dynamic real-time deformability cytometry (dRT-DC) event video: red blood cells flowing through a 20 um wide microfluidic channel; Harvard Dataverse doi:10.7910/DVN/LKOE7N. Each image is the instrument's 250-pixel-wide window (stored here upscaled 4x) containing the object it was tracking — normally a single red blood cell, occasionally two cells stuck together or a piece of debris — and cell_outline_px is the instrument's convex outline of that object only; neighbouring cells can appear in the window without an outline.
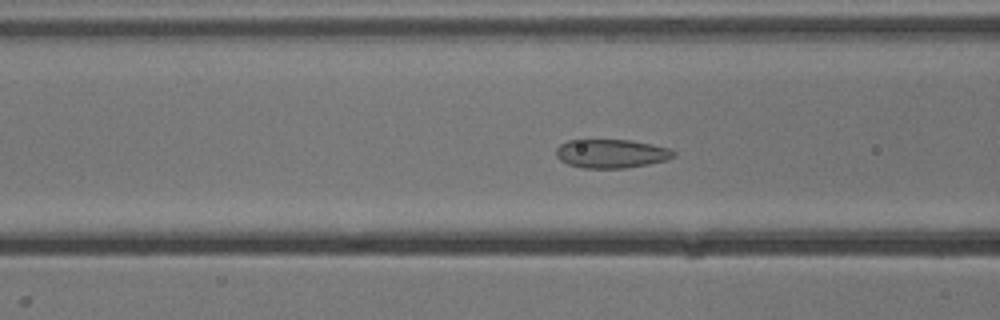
{"species": "common noctule bat (a hibernating species)", "species_latin": "Nyctalus noctula", "temperature_condition": "cold", "stored_images_in_passage": 40, "camera_frame_rate_fps": 3000, "um_per_image_px": 0.085, "animal": {"sex": "male", "body_mass_g": 13.3}, "frame": {"image": 1, "passage_image": 6, "time_ms": 1.667, "image_size_px": [1000, 320], "cell_outline_px": [[676, 156], [668, 160], [648, 164], [624, 168], [584, 168], [568, 164], [560, 160], [556, 156], [556, 148], [560, 144], [568, 140], [632, 140], [652, 144], [668, 148], [676, 152]], "centroid_in_image_um": [51.98, 13.05], "position_along_channel_um": 114.6, "area_um2": 19.77}}
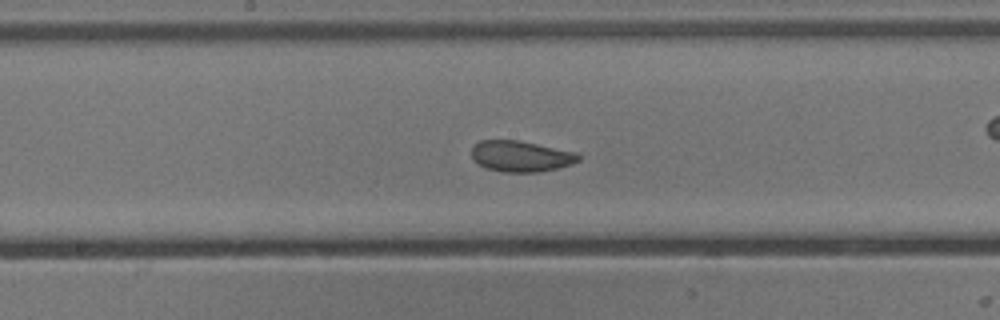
{"frame": {"image": 2, "passage_image": 13, "time_ms": 4.0, "image_size_px": [1000, 320], "cell_outline_px": [[580, 160], [572, 164], [560, 168], [540, 172], [504, 172], [488, 168], [480, 164], [472, 156], [472, 148], [480, 140], [520, 140], [576, 152], [580, 156]], "centroid_in_image_um": [44.33, 13.28], "position_along_channel_um": 203.9, "area_um2": 19.25}}
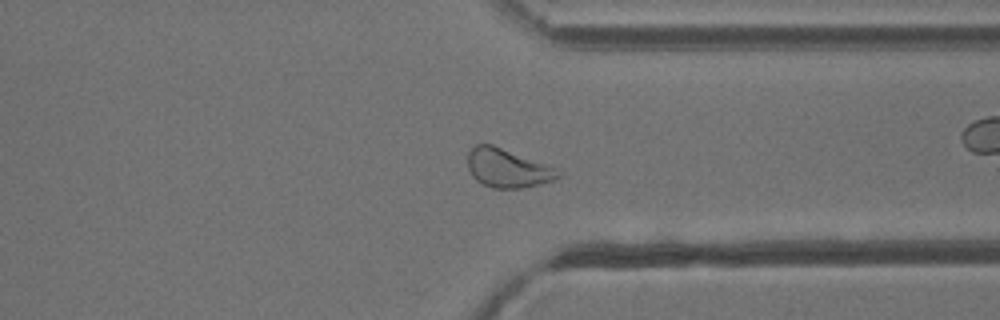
{"frame": {"image": 3, "passage_image": 26, "time_ms": 8.333, "image_size_px": [1000, 320], "cell_outline_px": [[564, 172], [560, 176], [552, 180], [520, 188], [492, 188], [476, 180], [472, 176], [468, 168], [468, 152], [476, 144], [492, 144], [544, 164]], "centroid_in_image_um": [43.1, 14.29], "position_along_channel_um": 368.3, "area_um2": 19.94}, "authors_computed_cell_mechanics": {"area_um2": 19.8254, "velocity_mm_per_s": 3.8017, "shape_relaxation_time_tau1_ms": 9.0587, "shape_relaxation_time_tau2_ms": 2.162, "deformation_change_tau1": 0.1383, "deformation_change_tau2": 0.0541}}